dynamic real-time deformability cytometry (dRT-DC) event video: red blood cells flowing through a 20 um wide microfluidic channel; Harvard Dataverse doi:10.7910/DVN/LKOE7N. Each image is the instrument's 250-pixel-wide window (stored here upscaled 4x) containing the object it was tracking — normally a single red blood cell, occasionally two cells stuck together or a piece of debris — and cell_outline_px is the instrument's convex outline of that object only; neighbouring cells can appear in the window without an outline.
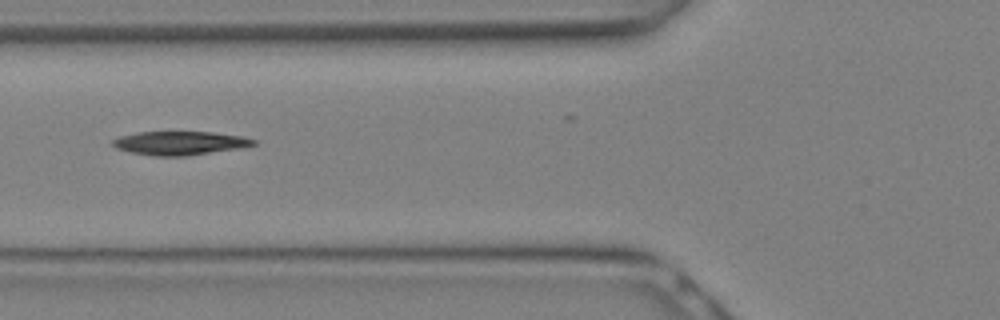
{"species": "Egyptian fruit bat (a non-hibernating species)", "species_latin": "Rousettus aegyptiacus", "temperature_condition": "warm", "stored_images_in_passage": 11, "camera_frame_rate_fps": 3000, "um_per_image_px": 0.085, "animal": {"sex": "female"}, "frame": {"image": 1, "passage_image": 5, "time_ms": 1.333, "image_size_px": [1000, 320], "cell_outline_px": [[256, 144], [244, 148], [188, 156], [152, 156], [132, 152], [116, 148], [112, 144], [112, 140], [120, 136], [140, 132], [212, 132], [244, 136], [256, 140]], "centroid_in_image_um": [15.35, 12.17], "position_along_channel_um": 110.4, "area_um2": 19.59}}
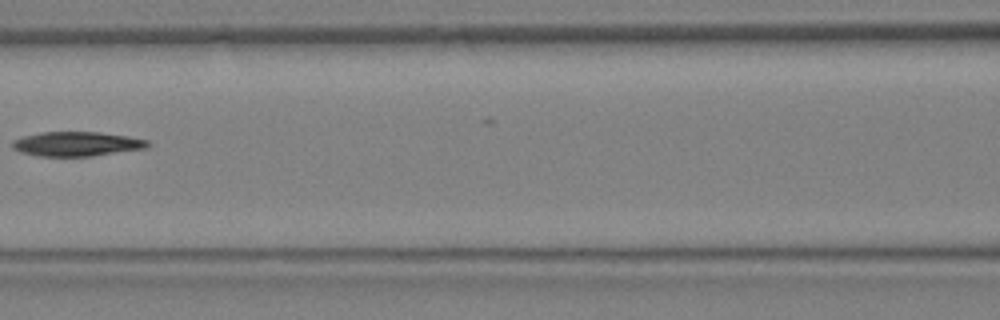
{"frame": {"image": 2, "passage_image": 7, "time_ms": 2.0, "image_size_px": [1000, 320], "cell_outline_px": [[152, 144], [148, 148], [92, 156], [36, 156], [20, 152], [12, 148], [12, 140], [24, 136], [40, 132], [100, 132], [128, 136], [148, 140]], "centroid_in_image_um": [6.54, 12.23], "position_along_channel_um": 160.1, "area_um2": 19.48}}
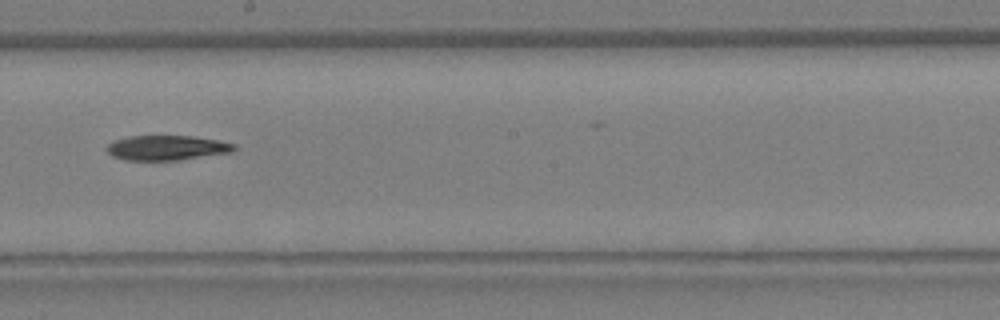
{"frame": {"image": 3, "passage_image": 10, "time_ms": 3.0, "image_size_px": [1000, 320], "cell_outline_px": [[236, 148], [232, 152], [180, 160], [124, 160], [112, 156], [104, 148], [112, 140], [128, 136], [192, 136], [216, 140], [236, 144]], "centroid_in_image_um": [14.13, 12.56], "position_along_channel_um": 234.1, "area_um2": 18.55}}